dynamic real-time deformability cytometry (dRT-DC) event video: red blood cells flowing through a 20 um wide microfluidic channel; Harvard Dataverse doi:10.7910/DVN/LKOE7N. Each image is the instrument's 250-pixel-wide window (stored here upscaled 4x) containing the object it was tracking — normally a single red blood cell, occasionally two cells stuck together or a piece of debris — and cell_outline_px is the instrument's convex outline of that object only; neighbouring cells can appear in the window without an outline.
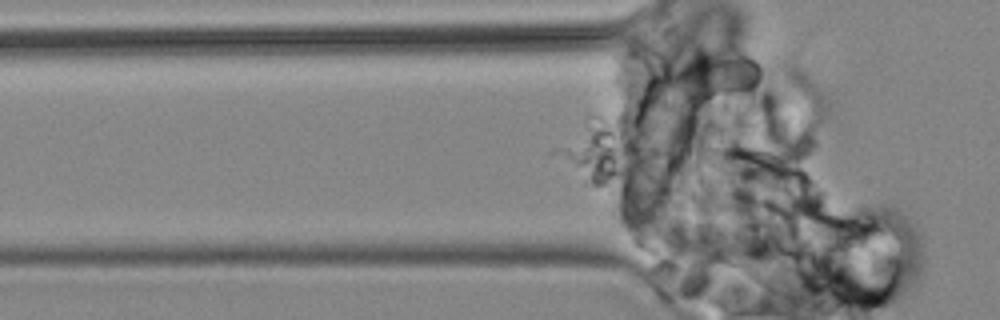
{"species": "common noctule bat (a hibernating species)", "species_latin": "Nyctalus noctula", "temperature_condition": "cold", "stored_images_in_passage": 11, "camera_frame_rate_fps": 3000, "um_per_image_px": 0.085, "animal": {"sex": "male", "body_mass_g": 19.2, "forearm_length_mm": 51.8}, "frame": {"image": 1, "passage_image": 8, "time_ms": 9.0, "image_size_px": [1000, 320], "cell_outline_px": [[760, 80], [752, 88], [696, 108], [664, 108], [652, 104], [648, 100], [652, 84], [656, 76], [684, 60], [704, 56], [748, 56], [756, 60], [760, 68]], "centroid_in_image_um": [59.82, 6.9], "position_along_channel_um": 66.0, "area_um2": 31.5}}
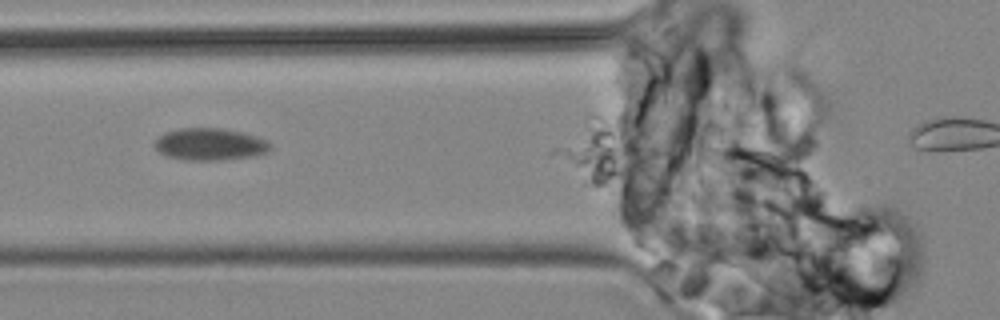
{"frame": {"image": 2, "passage_image": 10, "time_ms": 11.333, "image_size_px": [1000, 320], "cell_outline_px": [[272, 148], [268, 152], [252, 156], [220, 160], [184, 160], [168, 156], [160, 152], [152, 144], [164, 132], [180, 128], [220, 128], [244, 132], [268, 140], [272, 144]], "centroid_in_image_um": [17.87, 12.25], "position_along_channel_um": 107.9, "area_um2": 21.79}}
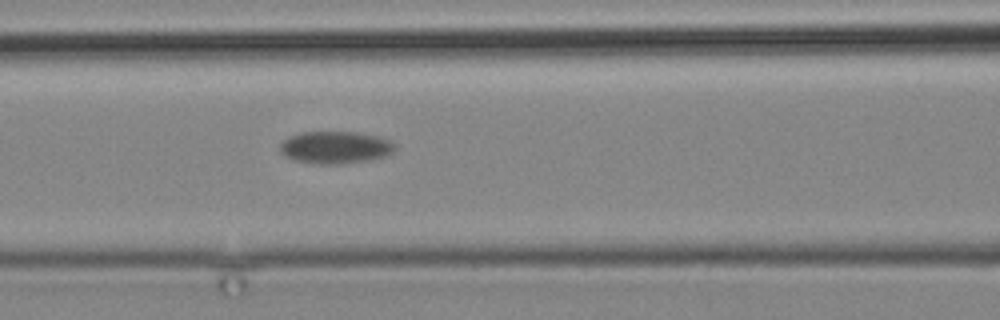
{"frame": {"image": 3, "passage_image": 11, "time_ms": 12.333, "image_size_px": [1000, 320], "cell_outline_px": [[396, 148], [392, 152], [384, 156], [368, 160], [336, 164], [316, 164], [296, 160], [284, 156], [280, 152], [280, 144], [288, 136], [300, 132], [360, 132], [380, 136], [388, 140]], "centroid_in_image_um": [28.47, 12.52], "position_along_channel_um": 138.1, "area_um2": 21.62}}